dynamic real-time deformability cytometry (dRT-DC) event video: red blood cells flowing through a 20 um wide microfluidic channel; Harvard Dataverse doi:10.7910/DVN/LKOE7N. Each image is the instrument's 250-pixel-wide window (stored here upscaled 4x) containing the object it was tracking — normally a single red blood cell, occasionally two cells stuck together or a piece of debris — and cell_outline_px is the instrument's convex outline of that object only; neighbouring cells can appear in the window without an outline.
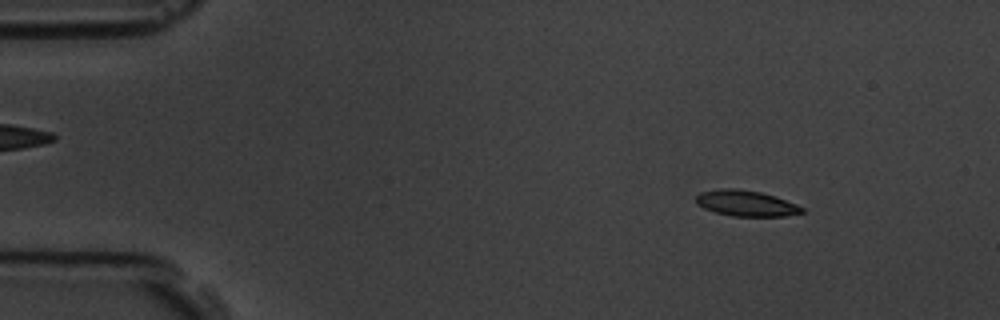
{"species": "common noctule bat (a hibernating species)", "species_latin": "Nyctalus noctula", "temperature_condition": "room temperature", "stored_images_in_passage": 7, "camera_frame_rate_fps": 3000, "um_per_image_px": 0.085, "animal": {"sex": "male", "body_mass_g": 19.5, "forearm_length_mm": 54.6}, "frame": {"image": 1, "passage_image": 2, "time_ms": 1.0, "image_size_px": [1000, 320], "cell_outline_px": [[804, 212], [784, 216], [732, 216], [716, 212], [704, 208], [696, 204], [696, 196], [700, 192], [720, 188], [736, 188], [760, 192], [776, 196], [796, 204], [804, 208]], "centroid_in_image_um": [63.4, 17.27], "position_along_channel_um": 21.6, "area_um2": 15.95}}
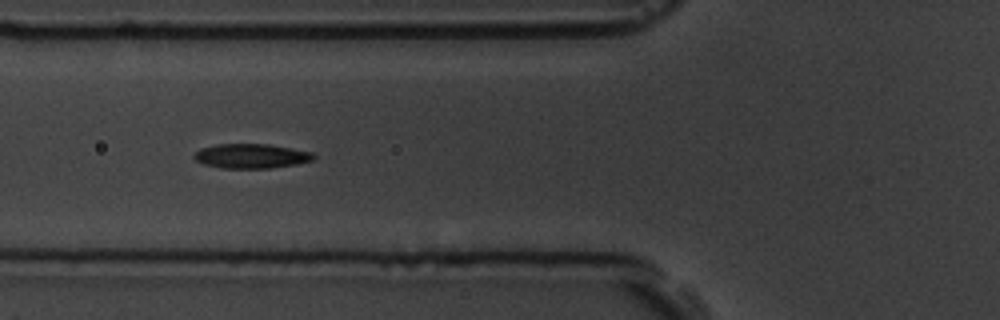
{"frame": {"image": 2, "passage_image": 6, "time_ms": 5.667, "image_size_px": [1000, 320], "cell_outline_px": [[316, 156], [312, 160], [296, 164], [268, 168], [220, 168], [204, 164], [196, 160], [192, 156], [200, 148], [216, 144], [268, 144], [292, 148], [312, 152]], "centroid_in_image_um": [21.33, 13.26], "position_along_channel_um": 104.5, "area_um2": 17.05}}
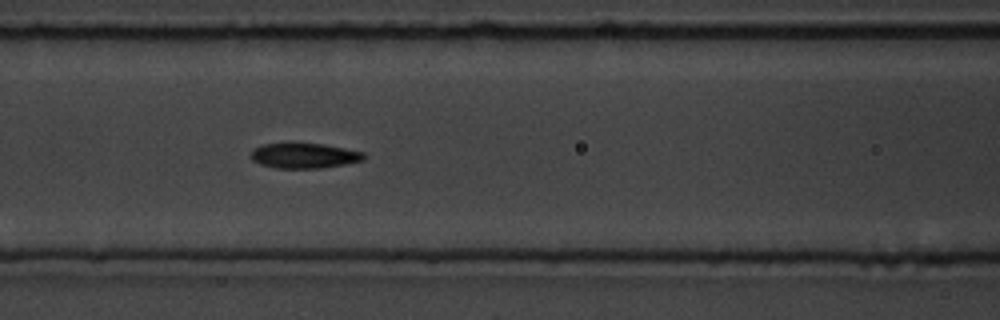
{"frame": {"image": 3, "passage_image": 7, "time_ms": 6.667, "image_size_px": [1000, 320], "cell_outline_px": [[364, 160], [344, 164], [320, 168], [276, 168], [260, 164], [252, 160], [252, 148], [260, 144], [288, 140], [292, 140], [324, 144], [364, 152]], "centroid_in_image_um": [25.78, 13.17], "position_along_channel_um": 140.8, "area_um2": 17.34}}